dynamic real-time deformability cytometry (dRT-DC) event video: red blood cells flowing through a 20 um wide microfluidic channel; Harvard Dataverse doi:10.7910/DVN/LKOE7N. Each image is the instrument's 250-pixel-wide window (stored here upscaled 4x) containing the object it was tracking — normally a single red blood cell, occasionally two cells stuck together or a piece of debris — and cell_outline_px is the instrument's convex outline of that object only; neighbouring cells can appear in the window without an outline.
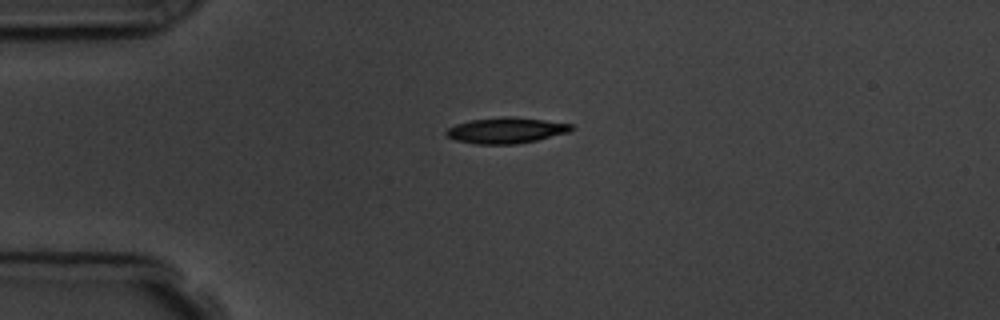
{"species": "common noctule bat (a hibernating species)", "species_latin": "Nyctalus noctula", "temperature_condition": "room temperature", "stored_images_in_passage": 1, "camera_frame_rate_fps": 3000, "um_per_image_px": 0.085, "animal": {"sex": "male", "body_mass_g": 19.5, "forearm_length_mm": 54.6}, "frame": {"image": 1, "passage_image": 1, "time_ms": 0.0, "image_size_px": [1000, 320], "cell_outline_px": [[572, 132], [536, 140], [516, 144], [476, 144], [456, 140], [448, 136], [444, 132], [448, 128], [456, 124], [472, 120], [504, 116], [512, 116], [544, 120], [572, 124]], "centroid_in_image_um": [43.04, 11.08], "position_along_channel_um": 42.0, "area_um2": 18.79}}